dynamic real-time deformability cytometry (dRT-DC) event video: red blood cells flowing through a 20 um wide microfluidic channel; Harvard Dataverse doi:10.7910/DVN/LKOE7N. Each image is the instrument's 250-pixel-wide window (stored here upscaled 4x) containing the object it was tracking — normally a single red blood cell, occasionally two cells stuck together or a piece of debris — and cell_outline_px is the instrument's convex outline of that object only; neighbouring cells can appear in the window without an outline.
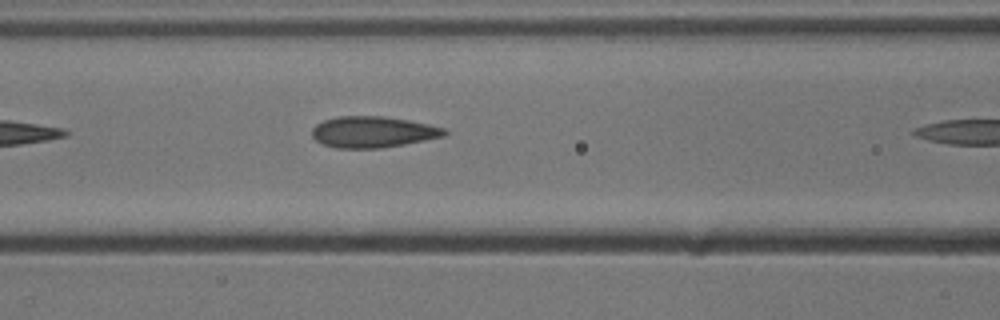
{"species": "common noctule bat (a hibernating species)", "species_latin": "Nyctalus noctula", "temperature_condition": "cold", "stored_images_in_passage": 5, "camera_frame_rate_fps": 3000, "um_per_image_px": 0.085, "animal": {"sex": "male", "body_mass_g": 13.3}, "frame": {"image": 1, "passage_image": 4, "time_ms": 1.0, "image_size_px": [1000, 320], "cell_outline_px": [[448, 132], [444, 136], [404, 144], [380, 148], [336, 148], [324, 144], [316, 140], [312, 136], [312, 128], [316, 124], [324, 120], [336, 116], [384, 116], [408, 120], [428, 124], [444, 128]], "centroid_in_image_um": [31.67, 11.21], "position_along_channel_um": 134.9, "area_um2": 23.99}}